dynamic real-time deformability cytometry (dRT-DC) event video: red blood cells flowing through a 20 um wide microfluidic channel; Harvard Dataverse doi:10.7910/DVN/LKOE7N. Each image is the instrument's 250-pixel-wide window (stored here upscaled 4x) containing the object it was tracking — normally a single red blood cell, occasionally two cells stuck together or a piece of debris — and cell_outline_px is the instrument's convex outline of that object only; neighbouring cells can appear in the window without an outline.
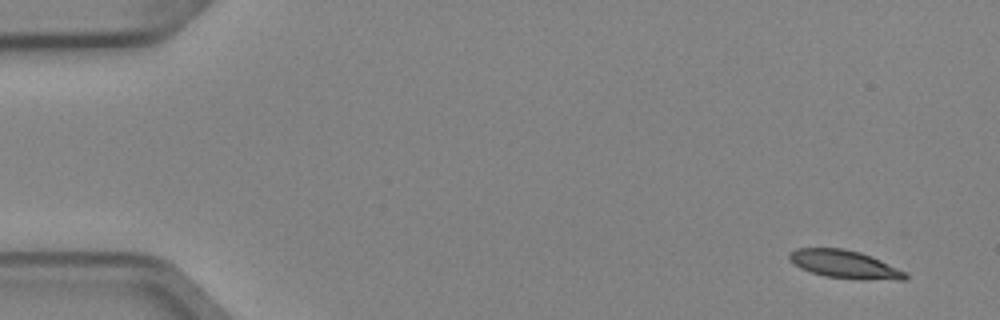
{"species": "Egyptian fruit bat (a non-hibernating species)", "species_latin": "Rousettus aegyptiacus", "temperature_condition": "cold", "stored_images_in_passage": 3, "camera_frame_rate_fps": 3000, "um_per_image_px": 0.085, "animal": {"sex": "female"}, "frame": {"image": 1, "passage_image": 1, "time_ms": 0.0, "image_size_px": [1000, 320], "cell_outline_px": [[908, 276], [904, 280], [864, 280], [824, 276], [800, 268], [788, 256], [788, 252], [796, 248], [844, 248], [860, 252], [872, 256], [908, 272]], "centroid_in_image_um": [71.85, 22.47], "position_along_channel_um": 13.1, "area_um2": 19.13}}